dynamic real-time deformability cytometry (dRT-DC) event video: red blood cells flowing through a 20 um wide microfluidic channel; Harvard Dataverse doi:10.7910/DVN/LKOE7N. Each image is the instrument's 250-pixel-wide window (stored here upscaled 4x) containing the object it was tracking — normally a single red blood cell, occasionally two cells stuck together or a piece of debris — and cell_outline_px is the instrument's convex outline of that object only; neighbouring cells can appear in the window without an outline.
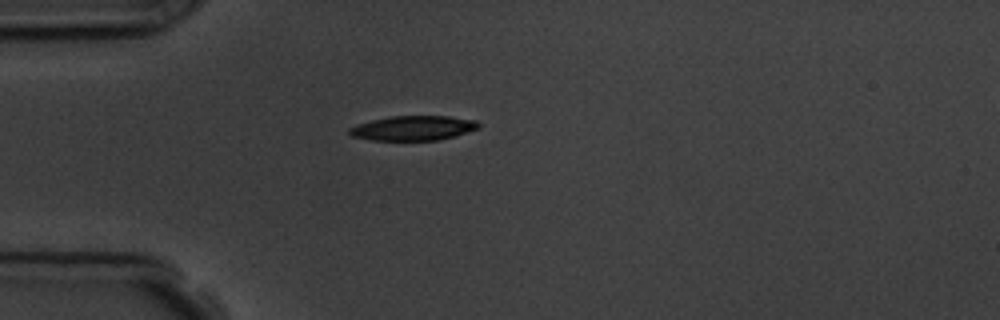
{"species": "common noctule bat (a hibernating species)", "species_latin": "Nyctalus noctula", "temperature_condition": "room temperature", "stored_images_in_passage": 2, "camera_frame_rate_fps": 3000, "um_per_image_px": 0.085, "animal": {"sex": "male", "body_mass_g": 19.5, "forearm_length_mm": 54.6}, "frame": {"image": 1, "passage_image": 1, "time_ms": 0.0, "image_size_px": [1000, 320], "cell_outline_px": [[480, 128], [452, 136], [436, 140], [372, 140], [352, 136], [348, 132], [348, 128], [372, 120], [392, 116], [448, 116], [476, 120], [480, 124]], "centroid_in_image_um": [35.13, 10.88], "position_along_channel_um": 49.9, "area_um2": 18.32}}